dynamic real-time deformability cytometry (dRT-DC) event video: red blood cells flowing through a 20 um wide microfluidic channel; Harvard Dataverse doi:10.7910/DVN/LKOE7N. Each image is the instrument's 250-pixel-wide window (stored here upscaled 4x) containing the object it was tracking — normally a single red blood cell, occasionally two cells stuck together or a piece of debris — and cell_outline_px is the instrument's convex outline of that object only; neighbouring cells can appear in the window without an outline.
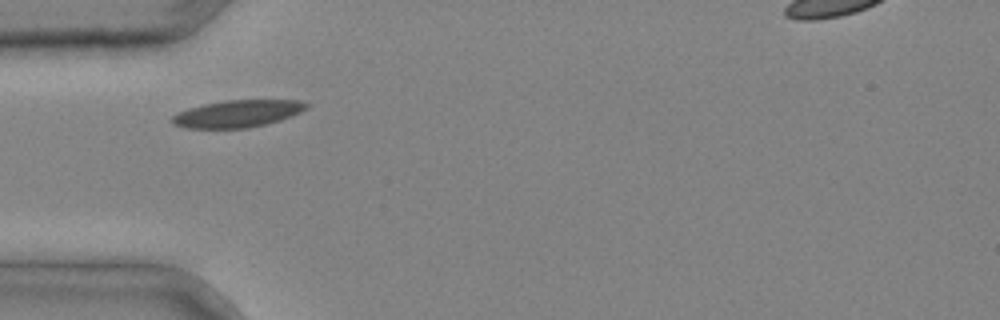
{"species": "common noctule bat (a hibernating species)", "species_latin": "Nyctalus noctula", "temperature_condition": "cold", "stored_images_in_passage": 2, "camera_frame_rate_fps": 3000, "um_per_image_px": 0.085, "animal": {"sex": "male", "body_mass_g": 20.4}, "frame": {"image": 1, "passage_image": 1, "time_ms": 0.0, "image_size_px": [1000, 320], "cell_outline_px": [[308, 108], [292, 116], [280, 120], [248, 128], [184, 128], [172, 124], [168, 120], [176, 112], [188, 108], [204, 104], [224, 100], [300, 100], [308, 104]], "centroid_in_image_um": [20.13, 9.66], "position_along_channel_um": 64.9, "area_um2": 21.44}}